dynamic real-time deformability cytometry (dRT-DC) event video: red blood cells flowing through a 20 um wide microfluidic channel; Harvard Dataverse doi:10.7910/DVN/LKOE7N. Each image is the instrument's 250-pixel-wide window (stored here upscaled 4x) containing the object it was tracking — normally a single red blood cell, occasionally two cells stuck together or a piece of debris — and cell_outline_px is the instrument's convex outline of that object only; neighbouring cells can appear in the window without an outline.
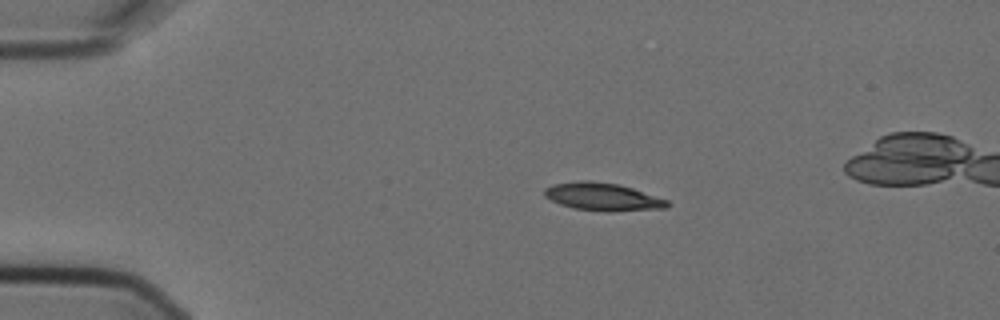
{"species": "Egyptian fruit bat (a non-hibernating species)", "species_latin": "Rousettus aegyptiacus", "temperature_condition": "cold", "stored_images_in_passage": 6, "camera_frame_rate_fps": 3000, "um_per_image_px": 0.085, "animal": {"sex": "female"}, "frame": {"image": 1, "passage_image": 2, "time_ms": 0.333, "image_size_px": [1000, 320], "cell_outline_px": [[672, 204], [668, 208], [608, 212], [604, 212], [572, 208], [560, 204], [544, 196], [544, 188], [552, 184], [580, 180], [588, 180], [620, 184], [668, 200]], "centroid_in_image_um": [51.24, 16.73], "position_along_channel_um": 33.8, "area_um2": 20.17}}
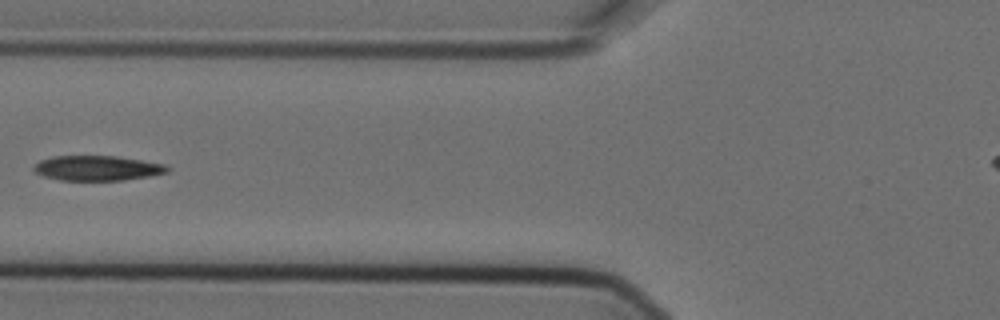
{"frame": {"image": 2, "passage_image": 5, "time_ms": 1.333, "image_size_px": [1000, 320], "cell_outline_px": [[172, 168], [168, 172], [148, 176], [124, 180], [60, 180], [44, 176], [36, 172], [32, 168], [40, 160], [52, 156], [116, 156], [164, 164]], "centroid_in_image_um": [8.27, 14.29], "position_along_channel_um": 117.5, "area_um2": 19.31}}
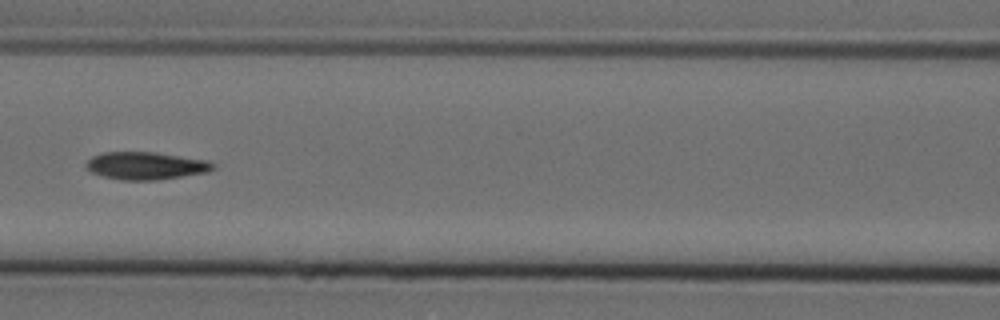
{"frame": {"image": 3, "passage_image": 6, "time_ms": 1.667, "image_size_px": [1000, 320], "cell_outline_px": [[216, 168], [208, 172], [156, 180], [120, 180], [104, 176], [92, 172], [84, 168], [84, 164], [92, 156], [104, 152], [156, 152], [208, 160], [216, 164]], "centroid_in_image_um": [12.41, 14.08], "position_along_channel_um": 154.2, "area_um2": 20.58}}